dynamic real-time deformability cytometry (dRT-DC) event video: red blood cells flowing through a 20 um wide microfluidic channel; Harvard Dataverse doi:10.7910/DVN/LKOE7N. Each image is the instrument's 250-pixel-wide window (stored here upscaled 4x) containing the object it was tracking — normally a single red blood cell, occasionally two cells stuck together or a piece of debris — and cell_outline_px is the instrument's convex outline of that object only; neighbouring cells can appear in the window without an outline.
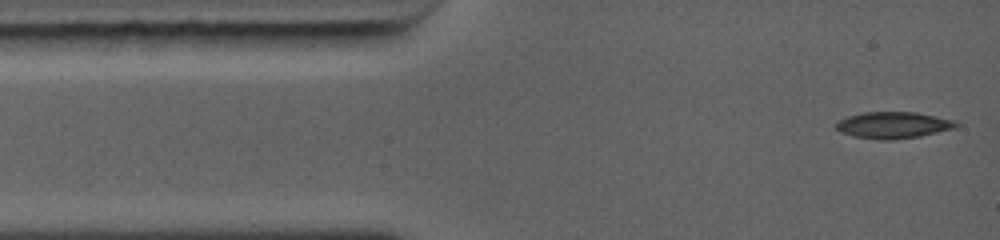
{"species": "common noctule bat (a hibernating species)", "species_latin": "Nyctalus noctula", "temperature_condition": "warm", "stored_images_in_passage": 4, "camera_frame_rate_fps": 5000, "um_per_image_px": 0.085, "animal": {"sex": "female", "body_mass_g": 19.0, "forearm_length_mm": 56.7}, "frame": {"image": 1, "passage_image": 1, "time_ms": 0.0, "image_size_px": [1000, 240], "cell_outline_px": [[960, 124], [956, 128], [920, 136], [892, 140], [880, 140], [852, 136], [840, 132], [836, 128], [836, 124], [840, 120], [848, 116], [864, 112], [916, 112], [956, 120]], "centroid_in_image_um": [75.96, 10.64], "position_along_channel_um": 9.0, "area_um2": 18.67}}